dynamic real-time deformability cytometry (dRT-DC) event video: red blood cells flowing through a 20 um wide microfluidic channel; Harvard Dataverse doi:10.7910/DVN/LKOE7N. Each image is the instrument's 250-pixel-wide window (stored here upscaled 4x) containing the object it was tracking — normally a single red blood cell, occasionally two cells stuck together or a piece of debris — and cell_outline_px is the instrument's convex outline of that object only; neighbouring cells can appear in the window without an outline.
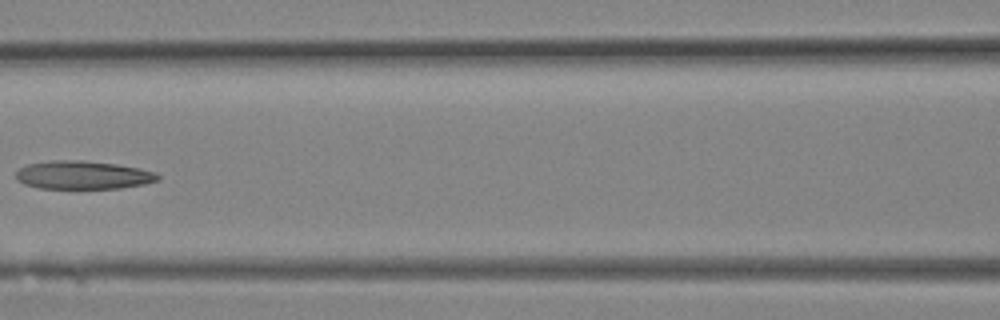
{"species": "Egyptian fruit bat (a non-hibernating species)", "species_latin": "Rousettus aegyptiacus", "temperature_condition": "room temperature", "stored_images_in_passage": 15, "camera_frame_rate_fps": 3000, "um_per_image_px": 0.085, "animal": {"sex": "female"}, "frame": {"image": 1, "passage_image": 11, "time_ms": 3.333, "image_size_px": [1000, 320], "cell_outline_px": [[160, 180], [144, 184], [120, 188], [40, 188], [24, 184], [16, 180], [16, 172], [20, 168], [28, 164], [52, 160], [80, 160], [116, 164], [140, 168], [156, 172], [160, 176]], "centroid_in_image_um": [7.07, 14.87], "position_along_channel_um": 159.5, "area_um2": 23.41}}
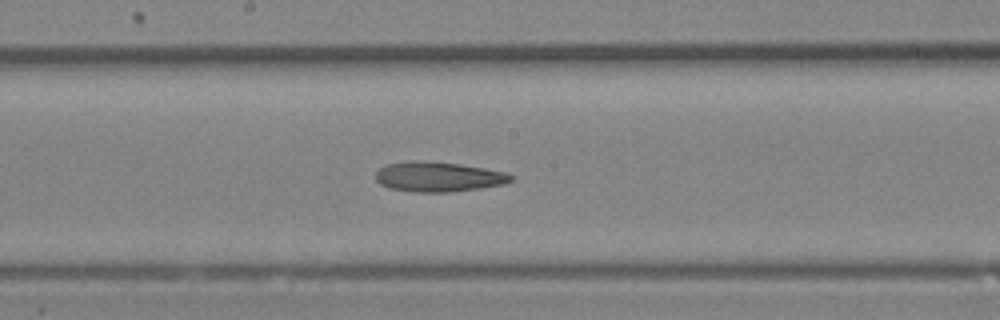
{"frame": {"image": 2, "passage_image": 13, "time_ms": 4.0, "image_size_px": [1000, 320], "cell_outline_px": [[512, 180], [504, 184], [480, 188], [448, 192], [412, 192], [392, 188], [380, 184], [376, 180], [376, 172], [380, 168], [388, 164], [408, 160], [416, 160], [460, 164], [484, 168], [504, 172], [512, 176]], "centroid_in_image_um": [37.23, 15.02], "position_along_channel_um": 211.0, "area_um2": 23.41}}
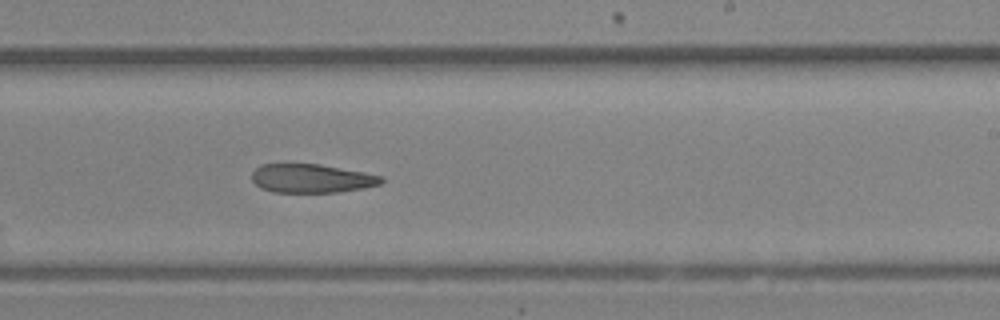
{"frame": {"image": 3, "passage_image": 15, "time_ms": 4.667, "image_size_px": [1000, 320], "cell_outline_px": [[384, 180], [380, 184], [364, 188], [336, 192], [276, 192], [260, 188], [252, 180], [252, 172], [260, 164], [320, 164], [364, 172], [384, 176]], "centroid_in_image_um": [26.49, 15.16], "position_along_channel_um": 262.5, "area_um2": 21.68}}